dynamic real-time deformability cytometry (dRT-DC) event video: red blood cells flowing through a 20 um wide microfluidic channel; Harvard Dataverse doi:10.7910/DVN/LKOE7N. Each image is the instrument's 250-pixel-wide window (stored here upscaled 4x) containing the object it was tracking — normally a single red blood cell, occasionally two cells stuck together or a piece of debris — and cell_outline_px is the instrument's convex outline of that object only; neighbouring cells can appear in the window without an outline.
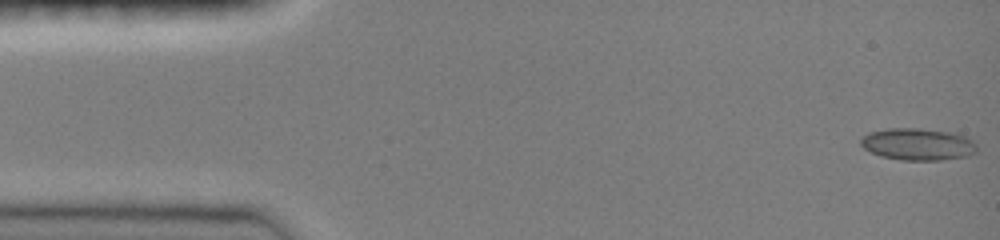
{"species": "common noctule bat (a hibernating species)", "species_latin": "Nyctalus noctula", "temperature_condition": "room temperature", "stored_images_in_passage": 47, "camera_frame_rate_fps": 3000, "um_per_image_px": 0.085, "animal": {"sex": "female", "body_mass_g": 19.0, "forearm_length_mm": 51.5}, "frame": {"image": 1, "passage_image": 1, "time_ms": 0.0, "image_size_px": [1000, 240], "cell_outline_px": [[976, 152], [968, 156], [940, 160], [900, 160], [880, 156], [864, 148], [860, 144], [860, 140], [868, 132], [888, 128], [920, 128], [948, 132], [968, 136], [976, 144]], "centroid_in_image_um": [78.02, 12.26], "position_along_channel_um": 7.0, "area_um2": 21.73}}
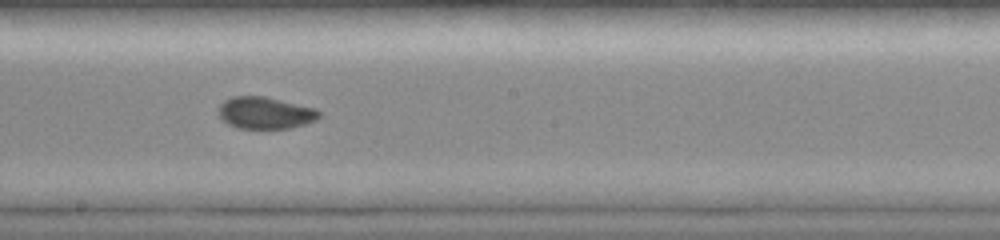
{"frame": {"image": 2, "passage_image": 26, "time_ms": 8.333, "image_size_px": [1000, 240], "cell_outline_px": [[320, 116], [316, 120], [304, 124], [288, 128], [240, 128], [228, 124], [216, 112], [220, 104], [224, 100], [232, 96], [264, 96], [316, 108], [320, 112]], "centroid_in_image_um": [22.53, 9.58], "position_along_channel_um": 225.7, "area_um2": 18.67}}
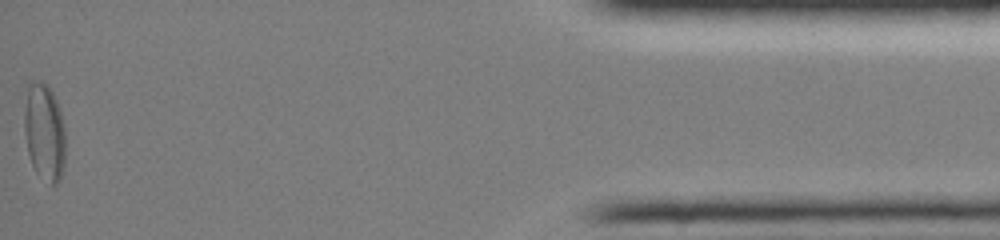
{"frame": {"image": 3, "passage_image": 47, "time_ms": 15.333, "image_size_px": [1000, 240], "cell_outline_px": [[64, 164], [60, 180], [56, 184], [52, 184], [36, 172], [32, 164], [28, 152], [24, 132], [24, 108], [28, 80], [40, 80], [48, 84], [56, 100], [60, 112], [64, 128]], "centroid_in_image_um": [3.75, 11.15], "position_along_channel_um": 431.5, "area_um2": 23.41}, "authors_computed_cell_mechanics": {"area_um2": 19.1896, "velocity_mm_per_s": 4.0708, "shape_relaxation_time_tau1_ms": null, "shape_relaxation_time_tau2_ms": 1.3711, "deformation_change_tau1": null, "deformation_change_tau2": 0.054}}